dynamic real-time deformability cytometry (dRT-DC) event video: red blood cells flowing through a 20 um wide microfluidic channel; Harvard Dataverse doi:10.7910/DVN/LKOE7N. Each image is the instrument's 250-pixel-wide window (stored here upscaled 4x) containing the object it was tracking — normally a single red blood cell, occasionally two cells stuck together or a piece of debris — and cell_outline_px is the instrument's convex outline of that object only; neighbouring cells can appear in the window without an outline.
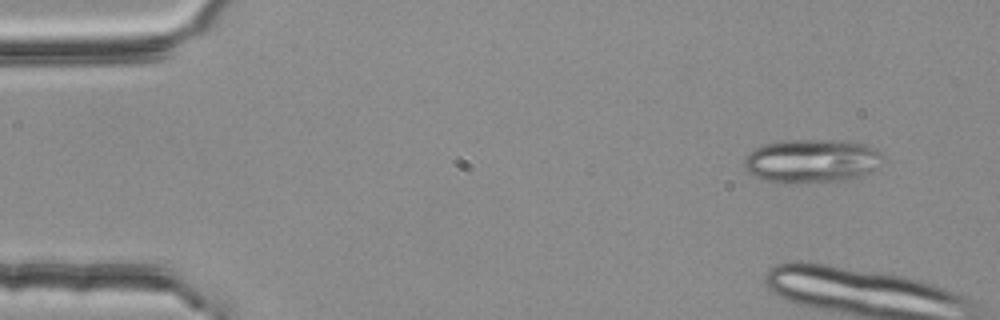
{"species": "common noctule bat (a hibernating species)", "species_latin": "Nyctalus noctula", "temperature_condition": "room temperature", "stored_images_in_passage": 4, "camera_frame_rate_fps": 3000, "um_per_image_px": 0.085, "animal": {"sex": "female", "body_mass_g": 25.1}, "frame": {"image": 1, "passage_image": 1, "time_ms": 0.0, "image_size_px": [1000, 320], "cell_outline_px": [[880, 156], [872, 172], [848, 180], [792, 184], [784, 184], [764, 180], [748, 172], [744, 164], [744, 160], [748, 152], [764, 144], [784, 140], [848, 140], [868, 144], [876, 148], [880, 152]], "centroid_in_image_um": [68.97, 13.68], "position_along_channel_um": 16.0, "area_um2": 35.6}}